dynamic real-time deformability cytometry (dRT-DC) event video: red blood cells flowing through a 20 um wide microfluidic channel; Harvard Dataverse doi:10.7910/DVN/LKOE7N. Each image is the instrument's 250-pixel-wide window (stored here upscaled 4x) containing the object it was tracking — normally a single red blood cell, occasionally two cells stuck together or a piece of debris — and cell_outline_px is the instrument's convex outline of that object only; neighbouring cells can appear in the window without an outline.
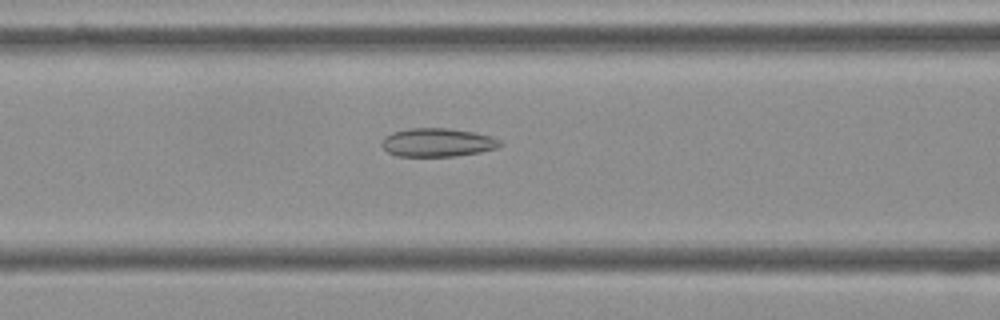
{"species": "Egyptian fruit bat (a non-hibernating species)", "species_latin": "Rousettus aegyptiacus", "temperature_condition": "cold", "stored_images_in_passage": 55, "camera_frame_rate_fps": 3000, "um_per_image_px": 0.085, "frame": {"image": 1, "passage_image": 22, "time_ms": 7.0, "image_size_px": [1000, 320], "cell_outline_px": [[504, 144], [496, 148], [480, 152], [456, 156], [396, 156], [388, 152], [380, 144], [384, 136], [392, 132], [412, 128], [448, 128], [472, 132], [492, 136], [500, 140]], "centroid_in_image_um": [37.18, 12.11], "position_along_channel_um": 129.4, "area_um2": 19.71}}
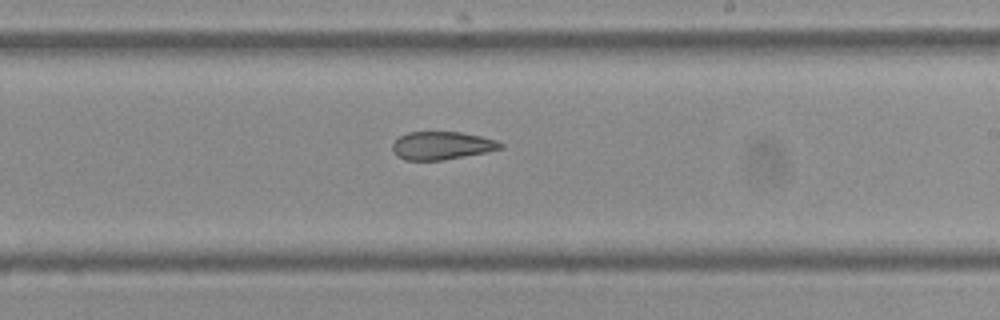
{"frame": {"image": 2, "passage_image": 32, "time_ms": 10.333, "image_size_px": [1000, 320], "cell_outline_px": [[504, 148], [488, 152], [444, 160], [404, 160], [396, 156], [392, 148], [392, 144], [400, 136], [408, 132], [460, 132], [480, 136], [496, 140], [504, 144]], "centroid_in_image_um": [37.57, 12.38], "position_along_channel_um": 251.4, "area_um2": 17.74}}
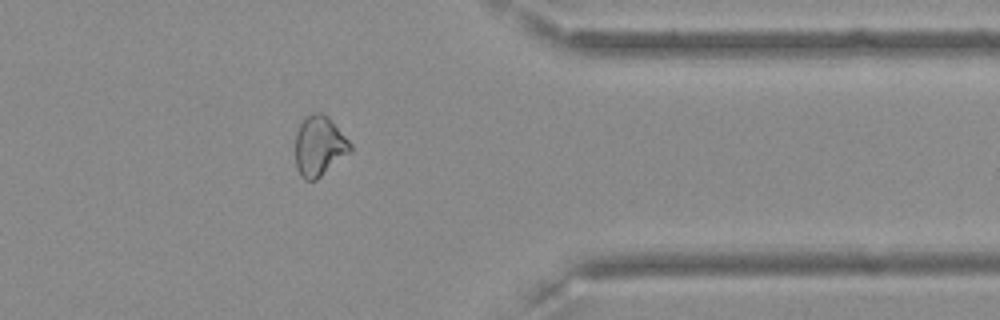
{"frame": {"image": 3, "passage_image": 44, "time_ms": 14.333, "image_size_px": [1000, 320], "cell_outline_px": [[352, 152], [316, 180], [304, 180], [300, 176], [296, 168], [296, 132], [300, 120], [312, 112], [320, 112], [328, 116], [352, 144]], "centroid_in_image_um": [27.14, 12.41], "position_along_channel_um": 384.3, "area_um2": 19.59}, "authors_computed_cell_mechanics": {"area_um2": 21.1548, "velocity_mm_per_s": 3.6636, "shape_relaxation_time_tau1_ms": null, "shape_relaxation_time_tau2_ms": 4.3906, "deformation_change_tau1": null, "deformation_change_tau2": 0.1054}}